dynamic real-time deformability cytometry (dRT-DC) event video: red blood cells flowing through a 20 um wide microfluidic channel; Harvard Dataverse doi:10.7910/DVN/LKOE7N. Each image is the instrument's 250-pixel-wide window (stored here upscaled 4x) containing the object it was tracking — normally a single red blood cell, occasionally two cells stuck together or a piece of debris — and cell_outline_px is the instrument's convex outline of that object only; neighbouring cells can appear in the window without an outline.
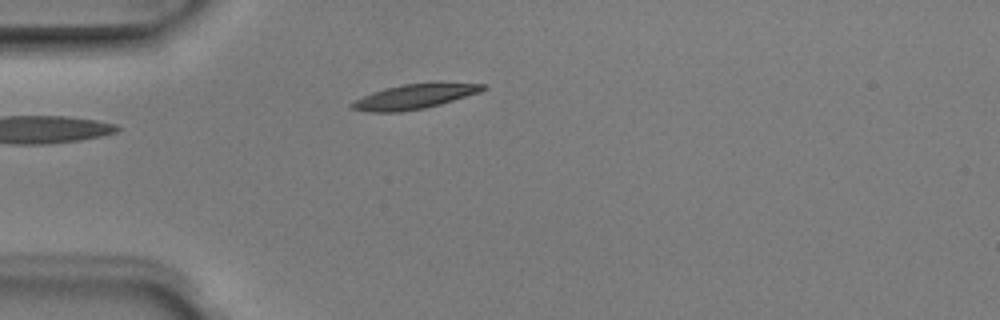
{"species": "Egyptian fruit bat (a non-hibernating species)", "species_latin": "Rousettus aegyptiacus", "temperature_condition": "room temperature", "stored_images_in_passage": 5, "camera_frame_rate_fps": 3000, "um_per_image_px": 0.085, "animal": {"sex": "male"}, "frame": {"image": 1, "passage_image": 3, "time_ms": 0.667, "image_size_px": [1000, 320], "cell_outline_px": [[488, 88], [480, 92], [440, 104], [424, 108], [400, 112], [368, 112], [352, 108], [352, 104], [356, 100], [372, 92], [384, 88], [404, 84], [488, 84]], "centroid_in_image_um": [35.21, 8.22], "position_along_channel_um": 49.8, "area_um2": 18.21}}
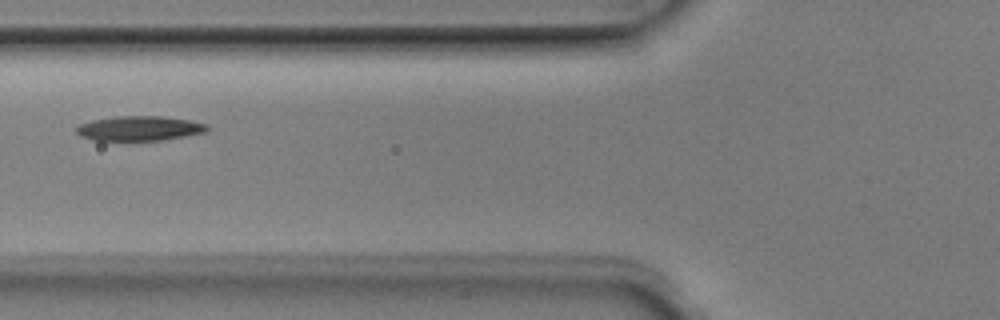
{"frame": {"image": 2, "passage_image": 5, "time_ms": 1.333, "image_size_px": [1000, 320], "cell_outline_px": [[208, 132], [164, 140], [92, 140], [80, 136], [76, 132], [76, 128], [80, 124], [92, 120], [112, 116], [164, 116], [188, 120], [208, 124]], "centroid_in_image_um": [11.86, 10.91], "position_along_channel_um": 113.9, "area_um2": 18.96}}